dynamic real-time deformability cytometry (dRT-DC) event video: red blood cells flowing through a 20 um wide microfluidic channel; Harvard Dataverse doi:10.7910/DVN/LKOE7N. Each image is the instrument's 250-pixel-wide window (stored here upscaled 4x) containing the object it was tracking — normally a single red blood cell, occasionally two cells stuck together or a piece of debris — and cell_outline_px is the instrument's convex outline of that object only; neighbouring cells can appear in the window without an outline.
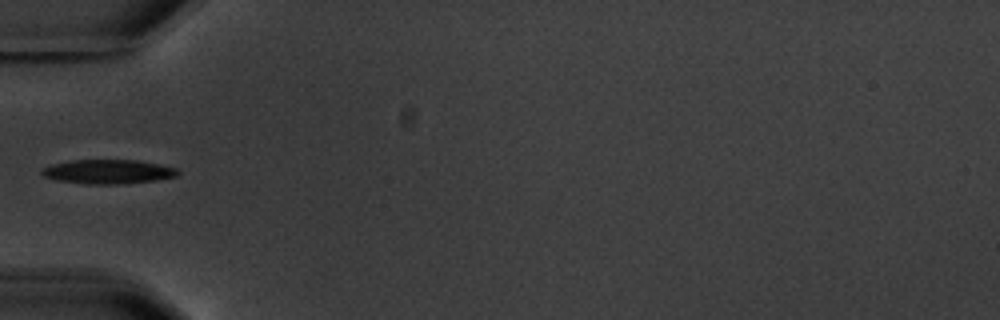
{"species": "common noctule bat (a hibernating species)", "species_latin": "Nyctalus noctula", "temperature_condition": "warm", "stored_images_in_passage": 6, "camera_frame_rate_fps": 3000, "um_per_image_px": 0.085, "animal": {"sex": "male", "body_mass_g": 20.1, "forearm_length_mm": 53.5}, "frame": {"image": 1, "passage_image": 6, "time_ms": 7.0, "image_size_px": [1000, 320], "cell_outline_px": [[180, 172], [176, 176], [156, 180], [116, 184], [84, 184], [56, 180], [44, 176], [40, 172], [40, 168], [52, 164], [72, 160], [136, 160], [160, 164], [176, 168]], "centroid_in_image_um": [9.15, 14.59], "position_along_channel_um": 75.9, "area_um2": 19.19}}